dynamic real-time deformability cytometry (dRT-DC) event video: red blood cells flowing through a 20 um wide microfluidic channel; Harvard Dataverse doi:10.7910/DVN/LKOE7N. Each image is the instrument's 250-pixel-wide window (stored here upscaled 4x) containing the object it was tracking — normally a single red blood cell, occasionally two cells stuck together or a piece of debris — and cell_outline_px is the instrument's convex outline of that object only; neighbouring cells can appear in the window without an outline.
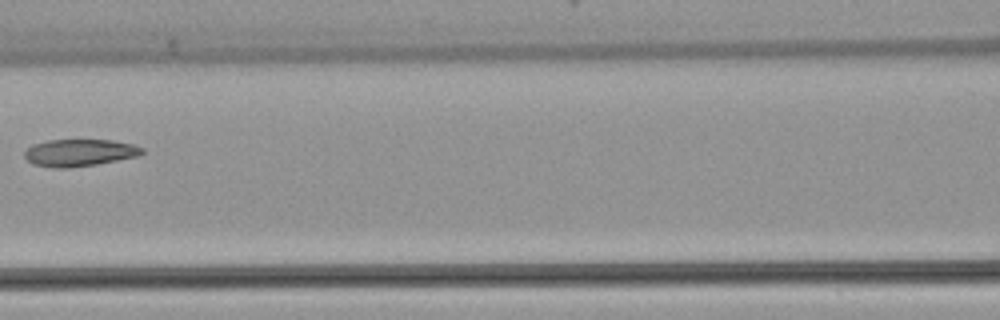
{"species": "common noctule bat (a hibernating species)", "species_latin": "Nyctalus noctula", "temperature_condition": "warm", "stored_images_in_passage": 4, "camera_frame_rate_fps": 3000, "um_per_image_px": 0.085, "animal": {"sex": "female", "body_mass_g": 22.7, "forearm_length_mm": 54.2}, "frame": {"image": 1, "passage_image": 3, "time_ms": 2.667, "image_size_px": [1000, 320], "cell_outline_px": [[144, 152], [140, 156], [96, 164], [68, 168], [52, 168], [32, 164], [24, 156], [24, 152], [32, 144], [48, 140], [112, 140], [132, 144], [144, 148]], "centroid_in_image_um": [6.76, 12.98], "position_along_channel_um": 159.8, "area_um2": 18.67}}
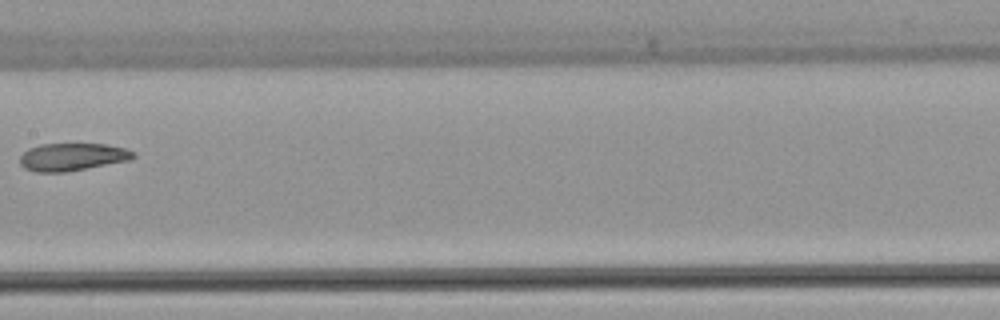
{"frame": {"image": 2, "passage_image": 4, "time_ms": 3.667, "image_size_px": [1000, 320], "cell_outline_px": [[136, 156], [128, 160], [64, 172], [36, 172], [24, 168], [20, 164], [20, 156], [28, 148], [40, 144], [104, 144], [124, 148], [136, 152]], "centroid_in_image_um": [6.11, 13.33], "position_along_channel_um": 201.3, "area_um2": 18.09}}